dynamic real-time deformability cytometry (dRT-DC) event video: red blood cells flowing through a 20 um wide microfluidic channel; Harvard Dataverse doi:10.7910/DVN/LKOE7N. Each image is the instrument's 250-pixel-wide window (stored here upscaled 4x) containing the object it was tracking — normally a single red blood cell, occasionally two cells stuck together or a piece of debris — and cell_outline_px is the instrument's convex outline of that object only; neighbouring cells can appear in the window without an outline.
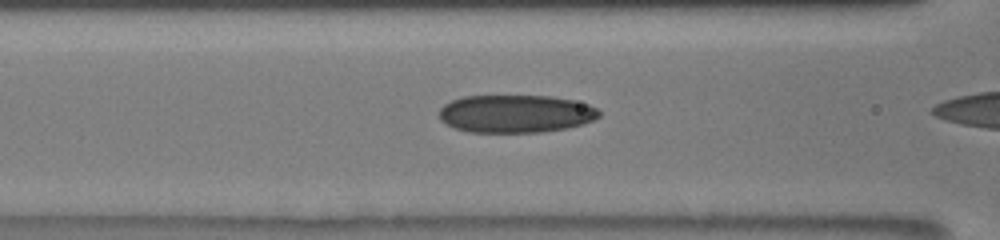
{"species": "human", "species_latin": "Homo sapiens", "temperature_condition": "room temperature", "stored_images_in_passage": 46, "camera_frame_rate_fps": 3000, "um_per_image_px": 0.085, "donor": {"sex": "male"}, "frame": {"image": 1, "passage_image": 37, "time_ms": 8.0, "image_size_px": [1000, 240], "cell_outline_px": [[600, 116], [584, 124], [564, 128], [540, 132], [468, 132], [456, 128], [440, 120], [440, 108], [444, 104], [452, 100], [464, 96], [552, 96], [572, 100], [588, 104], [596, 108], [600, 112]], "centroid_in_image_um": [43.83, 9.66], "position_along_channel_um": 122.8, "area_um2": 35.14}}
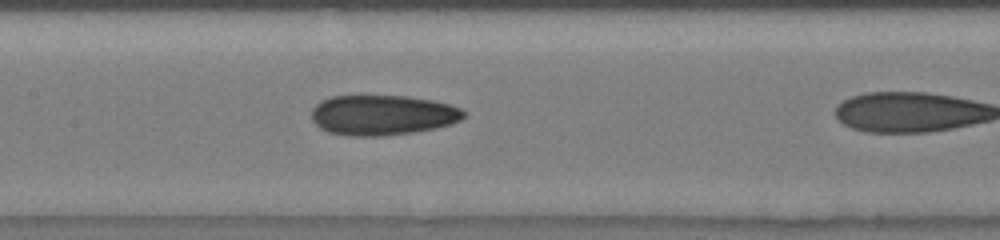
{"frame": {"image": 2, "passage_image": 44, "time_ms": 9.333, "image_size_px": [1000, 240], "cell_outline_px": [[464, 116], [460, 120], [452, 124], [436, 128], [412, 132], [380, 136], [352, 136], [328, 132], [320, 128], [312, 120], [312, 108], [320, 100], [332, 96], [408, 96], [432, 100], [448, 104], [460, 108], [464, 112]], "centroid_in_image_um": [32.49, 9.78], "position_along_channel_um": 174.9, "area_um2": 35.6}}